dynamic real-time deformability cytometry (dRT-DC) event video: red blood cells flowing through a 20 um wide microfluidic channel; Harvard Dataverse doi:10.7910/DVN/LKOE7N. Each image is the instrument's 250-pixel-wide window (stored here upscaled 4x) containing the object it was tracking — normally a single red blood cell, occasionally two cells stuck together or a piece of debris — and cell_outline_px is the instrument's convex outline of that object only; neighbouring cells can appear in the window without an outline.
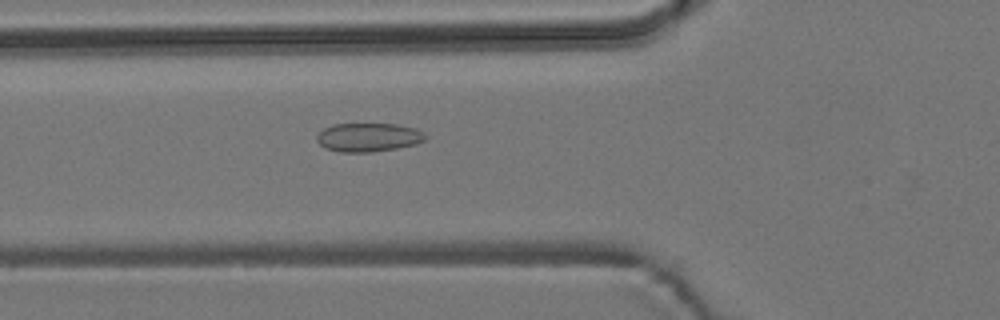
{"species": "common noctule bat (a hibernating species)", "species_latin": "Nyctalus noctula", "temperature_condition": "room temperature", "stored_images_in_passage": 55, "camera_frame_rate_fps": 3000, "um_per_image_px": 0.085, "animal": {"sex": "male", "body_mass_g": 19.2, "forearm_length_mm": 51.8}, "frame": {"image": 1, "passage_image": 20, "time_ms": 6.333, "image_size_px": [1000, 320], "cell_outline_px": [[428, 136], [424, 140], [416, 144], [396, 148], [372, 152], [340, 152], [324, 148], [316, 140], [316, 136], [324, 128], [332, 124], [396, 124], [416, 128], [424, 132]], "centroid_in_image_um": [31.32, 11.67], "position_along_channel_um": 94.5, "area_um2": 18.26}}
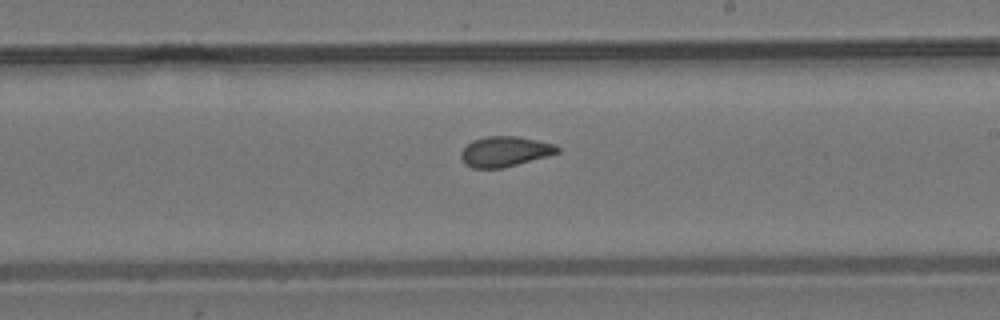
{"frame": {"image": 2, "passage_image": 32, "time_ms": 10.333, "image_size_px": [1000, 320], "cell_outline_px": [[560, 152], [548, 156], [504, 168], [472, 168], [464, 164], [460, 156], [460, 152], [472, 140], [488, 136], [516, 136], [556, 144], [560, 148]], "centroid_in_image_um": [42.92, 12.88], "position_along_channel_um": 246.1, "area_um2": 17.11}}
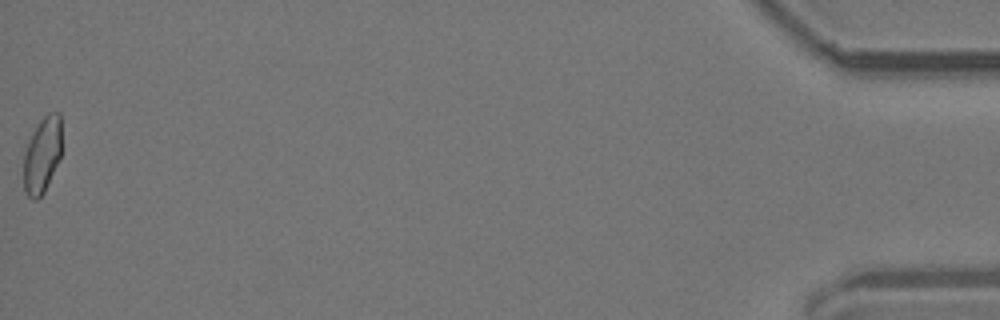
{"frame": {"image": 3, "passage_image": 55, "time_ms": 18.0, "image_size_px": [1000, 320], "cell_outline_px": [[60, 156], [44, 192], [36, 200], [32, 200], [24, 192], [24, 152], [28, 140], [32, 132], [40, 120], [48, 112], [60, 112]], "centroid_in_image_um": [3.56, 13.17], "position_along_channel_um": 431.6, "area_um2": 16.7}, "authors_computed_cell_mechanics": {"area_um2": 17.34, "velocity_mm_per_s": 3.7766, "shape_relaxation_time_tau1_ms": null, "shape_relaxation_time_tau2_ms": 1.4585, "deformation_change_tau1": null, "deformation_change_tau2": 0.0593}}